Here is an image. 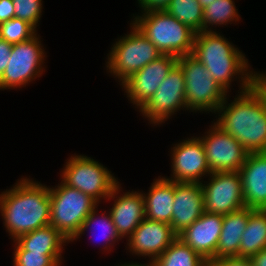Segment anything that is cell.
I'll return each mask as SVG.
<instances>
[{"instance_id": "1", "label": "cell", "mask_w": 266, "mask_h": 266, "mask_svg": "<svg viewBox=\"0 0 266 266\" xmlns=\"http://www.w3.org/2000/svg\"><path fill=\"white\" fill-rule=\"evenodd\" d=\"M11 188L0 192V216L12 240L50 225L49 186L22 177Z\"/></svg>"}, {"instance_id": "2", "label": "cell", "mask_w": 266, "mask_h": 266, "mask_svg": "<svg viewBox=\"0 0 266 266\" xmlns=\"http://www.w3.org/2000/svg\"><path fill=\"white\" fill-rule=\"evenodd\" d=\"M191 55L207 68L214 80L228 93L231 92L232 82L237 79L236 83L240 84L238 93L250 88L251 66L245 53L221 32L197 33Z\"/></svg>"}, {"instance_id": "3", "label": "cell", "mask_w": 266, "mask_h": 266, "mask_svg": "<svg viewBox=\"0 0 266 266\" xmlns=\"http://www.w3.org/2000/svg\"><path fill=\"white\" fill-rule=\"evenodd\" d=\"M228 100L229 94L215 112L214 123L249 153L266 152L265 104L250 89L237 93L230 103Z\"/></svg>"}, {"instance_id": "4", "label": "cell", "mask_w": 266, "mask_h": 266, "mask_svg": "<svg viewBox=\"0 0 266 266\" xmlns=\"http://www.w3.org/2000/svg\"><path fill=\"white\" fill-rule=\"evenodd\" d=\"M140 14V15H138ZM133 14L131 22L162 55L174 57L192 53L196 33L165 10Z\"/></svg>"}, {"instance_id": "5", "label": "cell", "mask_w": 266, "mask_h": 266, "mask_svg": "<svg viewBox=\"0 0 266 266\" xmlns=\"http://www.w3.org/2000/svg\"><path fill=\"white\" fill-rule=\"evenodd\" d=\"M130 32L116 39L107 54L106 71L120 85L131 75L162 54L141 31L130 22Z\"/></svg>"}, {"instance_id": "6", "label": "cell", "mask_w": 266, "mask_h": 266, "mask_svg": "<svg viewBox=\"0 0 266 266\" xmlns=\"http://www.w3.org/2000/svg\"><path fill=\"white\" fill-rule=\"evenodd\" d=\"M59 183L55 187L49 186L50 225L71 242L83 221L99 204L89 195L69 187L62 181Z\"/></svg>"}, {"instance_id": "7", "label": "cell", "mask_w": 266, "mask_h": 266, "mask_svg": "<svg viewBox=\"0 0 266 266\" xmlns=\"http://www.w3.org/2000/svg\"><path fill=\"white\" fill-rule=\"evenodd\" d=\"M185 79L186 110L194 113L217 111L229 94L207 68L191 54L178 57Z\"/></svg>"}, {"instance_id": "8", "label": "cell", "mask_w": 266, "mask_h": 266, "mask_svg": "<svg viewBox=\"0 0 266 266\" xmlns=\"http://www.w3.org/2000/svg\"><path fill=\"white\" fill-rule=\"evenodd\" d=\"M60 171V180L93 198L98 204L106 200L119 183L112 171L93 158L71 155Z\"/></svg>"}, {"instance_id": "9", "label": "cell", "mask_w": 266, "mask_h": 266, "mask_svg": "<svg viewBox=\"0 0 266 266\" xmlns=\"http://www.w3.org/2000/svg\"><path fill=\"white\" fill-rule=\"evenodd\" d=\"M40 38L37 33L27 41L12 45L9 63L0 77V90L26 87L42 76L47 55Z\"/></svg>"}, {"instance_id": "10", "label": "cell", "mask_w": 266, "mask_h": 266, "mask_svg": "<svg viewBox=\"0 0 266 266\" xmlns=\"http://www.w3.org/2000/svg\"><path fill=\"white\" fill-rule=\"evenodd\" d=\"M181 109L186 111L185 79L182 69L176 64L151 99L137 111L151 126H161Z\"/></svg>"}, {"instance_id": "11", "label": "cell", "mask_w": 266, "mask_h": 266, "mask_svg": "<svg viewBox=\"0 0 266 266\" xmlns=\"http://www.w3.org/2000/svg\"><path fill=\"white\" fill-rule=\"evenodd\" d=\"M201 185L206 212L225 215L245 208L239 171L211 173Z\"/></svg>"}, {"instance_id": "12", "label": "cell", "mask_w": 266, "mask_h": 266, "mask_svg": "<svg viewBox=\"0 0 266 266\" xmlns=\"http://www.w3.org/2000/svg\"><path fill=\"white\" fill-rule=\"evenodd\" d=\"M201 139L207 163L212 173L239 171L249 152L232 135L224 132L213 121Z\"/></svg>"}, {"instance_id": "13", "label": "cell", "mask_w": 266, "mask_h": 266, "mask_svg": "<svg viewBox=\"0 0 266 266\" xmlns=\"http://www.w3.org/2000/svg\"><path fill=\"white\" fill-rule=\"evenodd\" d=\"M171 147V177L174 182L202 183L212 172L207 163L205 149L197 136L187 137Z\"/></svg>"}, {"instance_id": "14", "label": "cell", "mask_w": 266, "mask_h": 266, "mask_svg": "<svg viewBox=\"0 0 266 266\" xmlns=\"http://www.w3.org/2000/svg\"><path fill=\"white\" fill-rule=\"evenodd\" d=\"M177 60V57L171 55H161L120 85L135 108L140 110L151 99L162 81L177 64Z\"/></svg>"}, {"instance_id": "15", "label": "cell", "mask_w": 266, "mask_h": 266, "mask_svg": "<svg viewBox=\"0 0 266 266\" xmlns=\"http://www.w3.org/2000/svg\"><path fill=\"white\" fill-rule=\"evenodd\" d=\"M178 237L170 224L144 218L127 238L125 246L131 255L154 262Z\"/></svg>"}, {"instance_id": "16", "label": "cell", "mask_w": 266, "mask_h": 266, "mask_svg": "<svg viewBox=\"0 0 266 266\" xmlns=\"http://www.w3.org/2000/svg\"><path fill=\"white\" fill-rule=\"evenodd\" d=\"M121 189L119 182L106 200L114 201L113 205L111 203L112 208L108 210L117 233L127 240L145 218L144 197L142 191L123 192Z\"/></svg>"}, {"instance_id": "17", "label": "cell", "mask_w": 266, "mask_h": 266, "mask_svg": "<svg viewBox=\"0 0 266 266\" xmlns=\"http://www.w3.org/2000/svg\"><path fill=\"white\" fill-rule=\"evenodd\" d=\"M224 215L204 212L189 227L178 234L192 250L208 263L215 260Z\"/></svg>"}, {"instance_id": "18", "label": "cell", "mask_w": 266, "mask_h": 266, "mask_svg": "<svg viewBox=\"0 0 266 266\" xmlns=\"http://www.w3.org/2000/svg\"><path fill=\"white\" fill-rule=\"evenodd\" d=\"M205 212L201 183L175 182L171 226L178 235Z\"/></svg>"}, {"instance_id": "19", "label": "cell", "mask_w": 266, "mask_h": 266, "mask_svg": "<svg viewBox=\"0 0 266 266\" xmlns=\"http://www.w3.org/2000/svg\"><path fill=\"white\" fill-rule=\"evenodd\" d=\"M239 172L245 207L266 209V152L249 153Z\"/></svg>"}, {"instance_id": "20", "label": "cell", "mask_w": 266, "mask_h": 266, "mask_svg": "<svg viewBox=\"0 0 266 266\" xmlns=\"http://www.w3.org/2000/svg\"><path fill=\"white\" fill-rule=\"evenodd\" d=\"M14 250H28L48 255L58 266L63 264V246L70 241L66 239L56 228L47 225L29 233L19 236L12 241Z\"/></svg>"}, {"instance_id": "21", "label": "cell", "mask_w": 266, "mask_h": 266, "mask_svg": "<svg viewBox=\"0 0 266 266\" xmlns=\"http://www.w3.org/2000/svg\"><path fill=\"white\" fill-rule=\"evenodd\" d=\"M151 183L144 197L145 218L171 225L174 202L175 182L158 176Z\"/></svg>"}, {"instance_id": "22", "label": "cell", "mask_w": 266, "mask_h": 266, "mask_svg": "<svg viewBox=\"0 0 266 266\" xmlns=\"http://www.w3.org/2000/svg\"><path fill=\"white\" fill-rule=\"evenodd\" d=\"M253 208H242L224 215L222 230L215 253L218 258H239V245Z\"/></svg>"}, {"instance_id": "23", "label": "cell", "mask_w": 266, "mask_h": 266, "mask_svg": "<svg viewBox=\"0 0 266 266\" xmlns=\"http://www.w3.org/2000/svg\"><path fill=\"white\" fill-rule=\"evenodd\" d=\"M262 249H266V209H254L241 237L239 258L250 259Z\"/></svg>"}, {"instance_id": "24", "label": "cell", "mask_w": 266, "mask_h": 266, "mask_svg": "<svg viewBox=\"0 0 266 266\" xmlns=\"http://www.w3.org/2000/svg\"><path fill=\"white\" fill-rule=\"evenodd\" d=\"M97 212H98V208L96 207L88 215V217L83 221L79 232L77 233L76 237L71 242H74V240L77 241L78 239H80V237L82 235L84 236L85 232L88 230H90V232H92V231L94 232V230L98 231L101 229L100 230L101 233L99 236H100V238L103 237V241H104L103 245H102L103 246L102 247V249H103L102 253L105 252V254H106V251H107V253H110L111 249L115 246L116 242L118 243V241L122 240V238L120 237V235L116 231L115 225L112 221V218H111L109 211L105 210L99 216L97 215ZM95 234H96V232H95Z\"/></svg>"}, {"instance_id": "25", "label": "cell", "mask_w": 266, "mask_h": 266, "mask_svg": "<svg viewBox=\"0 0 266 266\" xmlns=\"http://www.w3.org/2000/svg\"><path fill=\"white\" fill-rule=\"evenodd\" d=\"M240 14L234 0H215L204 8L202 32H216V26L239 22Z\"/></svg>"}, {"instance_id": "26", "label": "cell", "mask_w": 266, "mask_h": 266, "mask_svg": "<svg viewBox=\"0 0 266 266\" xmlns=\"http://www.w3.org/2000/svg\"><path fill=\"white\" fill-rule=\"evenodd\" d=\"M154 265L208 266V262L177 237L171 243V245L154 261Z\"/></svg>"}, {"instance_id": "27", "label": "cell", "mask_w": 266, "mask_h": 266, "mask_svg": "<svg viewBox=\"0 0 266 266\" xmlns=\"http://www.w3.org/2000/svg\"><path fill=\"white\" fill-rule=\"evenodd\" d=\"M165 11L196 34L202 32L204 9L198 0H171Z\"/></svg>"}, {"instance_id": "28", "label": "cell", "mask_w": 266, "mask_h": 266, "mask_svg": "<svg viewBox=\"0 0 266 266\" xmlns=\"http://www.w3.org/2000/svg\"><path fill=\"white\" fill-rule=\"evenodd\" d=\"M37 33L31 24L18 18H12L0 24V39L12 45L27 41Z\"/></svg>"}, {"instance_id": "29", "label": "cell", "mask_w": 266, "mask_h": 266, "mask_svg": "<svg viewBox=\"0 0 266 266\" xmlns=\"http://www.w3.org/2000/svg\"><path fill=\"white\" fill-rule=\"evenodd\" d=\"M15 9V18L31 24L36 30L41 20L42 0H12Z\"/></svg>"}, {"instance_id": "30", "label": "cell", "mask_w": 266, "mask_h": 266, "mask_svg": "<svg viewBox=\"0 0 266 266\" xmlns=\"http://www.w3.org/2000/svg\"><path fill=\"white\" fill-rule=\"evenodd\" d=\"M13 266H58L48 255L28 250H14Z\"/></svg>"}, {"instance_id": "31", "label": "cell", "mask_w": 266, "mask_h": 266, "mask_svg": "<svg viewBox=\"0 0 266 266\" xmlns=\"http://www.w3.org/2000/svg\"><path fill=\"white\" fill-rule=\"evenodd\" d=\"M266 106V72L254 71L250 68V88Z\"/></svg>"}, {"instance_id": "32", "label": "cell", "mask_w": 266, "mask_h": 266, "mask_svg": "<svg viewBox=\"0 0 266 266\" xmlns=\"http://www.w3.org/2000/svg\"><path fill=\"white\" fill-rule=\"evenodd\" d=\"M208 266H254L250 259L247 258H218L211 260Z\"/></svg>"}, {"instance_id": "33", "label": "cell", "mask_w": 266, "mask_h": 266, "mask_svg": "<svg viewBox=\"0 0 266 266\" xmlns=\"http://www.w3.org/2000/svg\"><path fill=\"white\" fill-rule=\"evenodd\" d=\"M140 7V12L153 10H166L170 5L171 0H137Z\"/></svg>"}, {"instance_id": "34", "label": "cell", "mask_w": 266, "mask_h": 266, "mask_svg": "<svg viewBox=\"0 0 266 266\" xmlns=\"http://www.w3.org/2000/svg\"><path fill=\"white\" fill-rule=\"evenodd\" d=\"M12 44L0 39V77L9 63L11 56Z\"/></svg>"}, {"instance_id": "35", "label": "cell", "mask_w": 266, "mask_h": 266, "mask_svg": "<svg viewBox=\"0 0 266 266\" xmlns=\"http://www.w3.org/2000/svg\"><path fill=\"white\" fill-rule=\"evenodd\" d=\"M15 18V9L12 0H0V24Z\"/></svg>"}, {"instance_id": "36", "label": "cell", "mask_w": 266, "mask_h": 266, "mask_svg": "<svg viewBox=\"0 0 266 266\" xmlns=\"http://www.w3.org/2000/svg\"><path fill=\"white\" fill-rule=\"evenodd\" d=\"M254 266H266V249H262L250 258Z\"/></svg>"}, {"instance_id": "37", "label": "cell", "mask_w": 266, "mask_h": 266, "mask_svg": "<svg viewBox=\"0 0 266 266\" xmlns=\"http://www.w3.org/2000/svg\"><path fill=\"white\" fill-rule=\"evenodd\" d=\"M115 266H155L154 265V262H152V261H148V263L146 262V263H140V262H134V261H129V263L128 262H125V263H121L120 262V265L118 264V265H115Z\"/></svg>"}, {"instance_id": "38", "label": "cell", "mask_w": 266, "mask_h": 266, "mask_svg": "<svg viewBox=\"0 0 266 266\" xmlns=\"http://www.w3.org/2000/svg\"><path fill=\"white\" fill-rule=\"evenodd\" d=\"M198 1L200 2L203 9L207 6H209V4L215 2V0H198Z\"/></svg>"}]
</instances>
